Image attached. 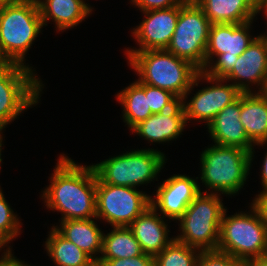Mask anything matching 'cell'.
Wrapping results in <instances>:
<instances>
[{
	"label": "cell",
	"instance_id": "6da1fadb",
	"mask_svg": "<svg viewBox=\"0 0 267 266\" xmlns=\"http://www.w3.org/2000/svg\"><path fill=\"white\" fill-rule=\"evenodd\" d=\"M44 192L49 208L64 212L62 220L90 219L96 217V178L92 166L76 165L61 157Z\"/></svg>",
	"mask_w": 267,
	"mask_h": 266
},
{
	"label": "cell",
	"instance_id": "7a4b0ae2",
	"mask_svg": "<svg viewBox=\"0 0 267 266\" xmlns=\"http://www.w3.org/2000/svg\"><path fill=\"white\" fill-rule=\"evenodd\" d=\"M132 67L139 73L141 83L168 90L181 101L201 77L190 62L165 49L128 51Z\"/></svg>",
	"mask_w": 267,
	"mask_h": 266
},
{
	"label": "cell",
	"instance_id": "3957f363",
	"mask_svg": "<svg viewBox=\"0 0 267 266\" xmlns=\"http://www.w3.org/2000/svg\"><path fill=\"white\" fill-rule=\"evenodd\" d=\"M43 22L37 0L0 2V53L11 63L24 64V54Z\"/></svg>",
	"mask_w": 267,
	"mask_h": 266
},
{
	"label": "cell",
	"instance_id": "277c9868",
	"mask_svg": "<svg viewBox=\"0 0 267 266\" xmlns=\"http://www.w3.org/2000/svg\"><path fill=\"white\" fill-rule=\"evenodd\" d=\"M224 211L216 194L200 192L178 219L183 235L174 239L191 248H201V252L217 250Z\"/></svg>",
	"mask_w": 267,
	"mask_h": 266
},
{
	"label": "cell",
	"instance_id": "5b68a950",
	"mask_svg": "<svg viewBox=\"0 0 267 266\" xmlns=\"http://www.w3.org/2000/svg\"><path fill=\"white\" fill-rule=\"evenodd\" d=\"M202 181L212 189L234 194L246 180L251 153L236 146L214 145L201 155Z\"/></svg>",
	"mask_w": 267,
	"mask_h": 266
},
{
	"label": "cell",
	"instance_id": "8992f818",
	"mask_svg": "<svg viewBox=\"0 0 267 266\" xmlns=\"http://www.w3.org/2000/svg\"><path fill=\"white\" fill-rule=\"evenodd\" d=\"M211 23L203 9L191 0L179 5L176 28L166 51L205 70V51Z\"/></svg>",
	"mask_w": 267,
	"mask_h": 266
},
{
	"label": "cell",
	"instance_id": "52a82bcc",
	"mask_svg": "<svg viewBox=\"0 0 267 266\" xmlns=\"http://www.w3.org/2000/svg\"><path fill=\"white\" fill-rule=\"evenodd\" d=\"M252 208L254 216L241 213L225 218L224 211L217 250L243 261L263 256L266 225Z\"/></svg>",
	"mask_w": 267,
	"mask_h": 266
},
{
	"label": "cell",
	"instance_id": "ba28073f",
	"mask_svg": "<svg viewBox=\"0 0 267 266\" xmlns=\"http://www.w3.org/2000/svg\"><path fill=\"white\" fill-rule=\"evenodd\" d=\"M164 155L154 150H137L93 165L105 184L134 187L156 177L164 164Z\"/></svg>",
	"mask_w": 267,
	"mask_h": 266
},
{
	"label": "cell",
	"instance_id": "9c48e42d",
	"mask_svg": "<svg viewBox=\"0 0 267 266\" xmlns=\"http://www.w3.org/2000/svg\"><path fill=\"white\" fill-rule=\"evenodd\" d=\"M40 86L28 67L11 62L0 64V131L37 102Z\"/></svg>",
	"mask_w": 267,
	"mask_h": 266
},
{
	"label": "cell",
	"instance_id": "30bf717a",
	"mask_svg": "<svg viewBox=\"0 0 267 266\" xmlns=\"http://www.w3.org/2000/svg\"><path fill=\"white\" fill-rule=\"evenodd\" d=\"M151 197L133 187L115 186L96 178V218L114 227H129L149 206Z\"/></svg>",
	"mask_w": 267,
	"mask_h": 266
},
{
	"label": "cell",
	"instance_id": "8fae6325",
	"mask_svg": "<svg viewBox=\"0 0 267 266\" xmlns=\"http://www.w3.org/2000/svg\"><path fill=\"white\" fill-rule=\"evenodd\" d=\"M251 92L244 84L216 85L199 91L185 106L183 103L185 119L207 120L209 124L214 117L227 105L234 102L241 93Z\"/></svg>",
	"mask_w": 267,
	"mask_h": 266
},
{
	"label": "cell",
	"instance_id": "7c38bea8",
	"mask_svg": "<svg viewBox=\"0 0 267 266\" xmlns=\"http://www.w3.org/2000/svg\"><path fill=\"white\" fill-rule=\"evenodd\" d=\"M145 13L148 17L133 32L142 47L131 51L166 49L176 28L179 6Z\"/></svg>",
	"mask_w": 267,
	"mask_h": 266
},
{
	"label": "cell",
	"instance_id": "4fadbf2b",
	"mask_svg": "<svg viewBox=\"0 0 267 266\" xmlns=\"http://www.w3.org/2000/svg\"><path fill=\"white\" fill-rule=\"evenodd\" d=\"M194 179L184 175H175L160 185L156 194V202L151 199V206H157L161 212L171 219H179L187 207L200 193Z\"/></svg>",
	"mask_w": 267,
	"mask_h": 266
},
{
	"label": "cell",
	"instance_id": "5bb4252c",
	"mask_svg": "<svg viewBox=\"0 0 267 266\" xmlns=\"http://www.w3.org/2000/svg\"><path fill=\"white\" fill-rule=\"evenodd\" d=\"M250 22L243 24H211L205 51V69L211 55L225 53V56L241 55L255 39L247 33Z\"/></svg>",
	"mask_w": 267,
	"mask_h": 266
},
{
	"label": "cell",
	"instance_id": "9a60e30c",
	"mask_svg": "<svg viewBox=\"0 0 267 266\" xmlns=\"http://www.w3.org/2000/svg\"><path fill=\"white\" fill-rule=\"evenodd\" d=\"M239 117L240 96L214 117L208 124L209 132L217 145L240 147L251 153L252 160V142Z\"/></svg>",
	"mask_w": 267,
	"mask_h": 266
},
{
	"label": "cell",
	"instance_id": "2e32d148",
	"mask_svg": "<svg viewBox=\"0 0 267 266\" xmlns=\"http://www.w3.org/2000/svg\"><path fill=\"white\" fill-rule=\"evenodd\" d=\"M186 123L183 103L174 108L150 115L133 128L137 134L154 142H164L176 138Z\"/></svg>",
	"mask_w": 267,
	"mask_h": 266
},
{
	"label": "cell",
	"instance_id": "e0dca14e",
	"mask_svg": "<svg viewBox=\"0 0 267 266\" xmlns=\"http://www.w3.org/2000/svg\"><path fill=\"white\" fill-rule=\"evenodd\" d=\"M211 24H243L257 14V0H191Z\"/></svg>",
	"mask_w": 267,
	"mask_h": 266
},
{
	"label": "cell",
	"instance_id": "ac0fdd59",
	"mask_svg": "<svg viewBox=\"0 0 267 266\" xmlns=\"http://www.w3.org/2000/svg\"><path fill=\"white\" fill-rule=\"evenodd\" d=\"M246 79L262 84L263 92L267 82V46L261 36L256 37L248 48L238 56L232 71L223 79Z\"/></svg>",
	"mask_w": 267,
	"mask_h": 266
},
{
	"label": "cell",
	"instance_id": "d6986e66",
	"mask_svg": "<svg viewBox=\"0 0 267 266\" xmlns=\"http://www.w3.org/2000/svg\"><path fill=\"white\" fill-rule=\"evenodd\" d=\"M154 212L156 209L149 206L129 226L140 243L143 253L153 257L173 241L167 240L166 224Z\"/></svg>",
	"mask_w": 267,
	"mask_h": 266
},
{
	"label": "cell",
	"instance_id": "ffe728a7",
	"mask_svg": "<svg viewBox=\"0 0 267 266\" xmlns=\"http://www.w3.org/2000/svg\"><path fill=\"white\" fill-rule=\"evenodd\" d=\"M240 122L251 142L267 141V97L262 93L240 94Z\"/></svg>",
	"mask_w": 267,
	"mask_h": 266
},
{
	"label": "cell",
	"instance_id": "44dd1931",
	"mask_svg": "<svg viewBox=\"0 0 267 266\" xmlns=\"http://www.w3.org/2000/svg\"><path fill=\"white\" fill-rule=\"evenodd\" d=\"M61 230L56 231L77 247L86 252L94 261L91 254L102 252L103 234L91 219L62 220Z\"/></svg>",
	"mask_w": 267,
	"mask_h": 266
},
{
	"label": "cell",
	"instance_id": "7402d4cb",
	"mask_svg": "<svg viewBox=\"0 0 267 266\" xmlns=\"http://www.w3.org/2000/svg\"><path fill=\"white\" fill-rule=\"evenodd\" d=\"M37 3L43 25L51 17L59 30L77 25L91 12L82 0H46L45 3L37 0Z\"/></svg>",
	"mask_w": 267,
	"mask_h": 266
},
{
	"label": "cell",
	"instance_id": "603a6c76",
	"mask_svg": "<svg viewBox=\"0 0 267 266\" xmlns=\"http://www.w3.org/2000/svg\"><path fill=\"white\" fill-rule=\"evenodd\" d=\"M98 259L132 258L143 254L140 243L129 227H114V230L103 235L102 252Z\"/></svg>",
	"mask_w": 267,
	"mask_h": 266
},
{
	"label": "cell",
	"instance_id": "cb8c5ba5",
	"mask_svg": "<svg viewBox=\"0 0 267 266\" xmlns=\"http://www.w3.org/2000/svg\"><path fill=\"white\" fill-rule=\"evenodd\" d=\"M46 248L58 266H90L94 260L52 228Z\"/></svg>",
	"mask_w": 267,
	"mask_h": 266
},
{
	"label": "cell",
	"instance_id": "d4e9b609",
	"mask_svg": "<svg viewBox=\"0 0 267 266\" xmlns=\"http://www.w3.org/2000/svg\"><path fill=\"white\" fill-rule=\"evenodd\" d=\"M118 99L125 107L124 118L131 129L152 115L148 95H145V83L137 81L131 84L118 94Z\"/></svg>",
	"mask_w": 267,
	"mask_h": 266
},
{
	"label": "cell",
	"instance_id": "484cf974",
	"mask_svg": "<svg viewBox=\"0 0 267 266\" xmlns=\"http://www.w3.org/2000/svg\"><path fill=\"white\" fill-rule=\"evenodd\" d=\"M194 248L173 239L154 257V266H196Z\"/></svg>",
	"mask_w": 267,
	"mask_h": 266
},
{
	"label": "cell",
	"instance_id": "4316f807",
	"mask_svg": "<svg viewBox=\"0 0 267 266\" xmlns=\"http://www.w3.org/2000/svg\"><path fill=\"white\" fill-rule=\"evenodd\" d=\"M145 95H148L152 114L161 113L174 108L181 100L172 92L145 84Z\"/></svg>",
	"mask_w": 267,
	"mask_h": 266
},
{
	"label": "cell",
	"instance_id": "83f0119b",
	"mask_svg": "<svg viewBox=\"0 0 267 266\" xmlns=\"http://www.w3.org/2000/svg\"><path fill=\"white\" fill-rule=\"evenodd\" d=\"M196 266H246L245 261L232 257L219 250L202 251L196 260Z\"/></svg>",
	"mask_w": 267,
	"mask_h": 266
},
{
	"label": "cell",
	"instance_id": "f1b7e54d",
	"mask_svg": "<svg viewBox=\"0 0 267 266\" xmlns=\"http://www.w3.org/2000/svg\"><path fill=\"white\" fill-rule=\"evenodd\" d=\"M218 61L210 71H201V76L208 81L221 82L232 71L238 56H225V53L218 54ZM204 74V75H203Z\"/></svg>",
	"mask_w": 267,
	"mask_h": 266
},
{
	"label": "cell",
	"instance_id": "f546056e",
	"mask_svg": "<svg viewBox=\"0 0 267 266\" xmlns=\"http://www.w3.org/2000/svg\"><path fill=\"white\" fill-rule=\"evenodd\" d=\"M13 211L9 207L8 203L0 191V228L12 239L17 235L18 231V219L13 215Z\"/></svg>",
	"mask_w": 267,
	"mask_h": 266
},
{
	"label": "cell",
	"instance_id": "4dcf8cb0",
	"mask_svg": "<svg viewBox=\"0 0 267 266\" xmlns=\"http://www.w3.org/2000/svg\"><path fill=\"white\" fill-rule=\"evenodd\" d=\"M97 262L104 266H154V257L143 253L132 258L98 259Z\"/></svg>",
	"mask_w": 267,
	"mask_h": 266
},
{
	"label": "cell",
	"instance_id": "1f68e13d",
	"mask_svg": "<svg viewBox=\"0 0 267 266\" xmlns=\"http://www.w3.org/2000/svg\"><path fill=\"white\" fill-rule=\"evenodd\" d=\"M144 12L167 9L184 4L187 0H132Z\"/></svg>",
	"mask_w": 267,
	"mask_h": 266
},
{
	"label": "cell",
	"instance_id": "d6a6232c",
	"mask_svg": "<svg viewBox=\"0 0 267 266\" xmlns=\"http://www.w3.org/2000/svg\"><path fill=\"white\" fill-rule=\"evenodd\" d=\"M258 196L259 197L254 200L253 207L267 227V192L263 191V193Z\"/></svg>",
	"mask_w": 267,
	"mask_h": 266
},
{
	"label": "cell",
	"instance_id": "836d02e7",
	"mask_svg": "<svg viewBox=\"0 0 267 266\" xmlns=\"http://www.w3.org/2000/svg\"><path fill=\"white\" fill-rule=\"evenodd\" d=\"M8 252V253H7ZM4 258L0 260V266H28L12 257L11 252L8 250Z\"/></svg>",
	"mask_w": 267,
	"mask_h": 266
},
{
	"label": "cell",
	"instance_id": "e575fe53",
	"mask_svg": "<svg viewBox=\"0 0 267 266\" xmlns=\"http://www.w3.org/2000/svg\"><path fill=\"white\" fill-rule=\"evenodd\" d=\"M246 266H267V257H257L245 261Z\"/></svg>",
	"mask_w": 267,
	"mask_h": 266
},
{
	"label": "cell",
	"instance_id": "d590c367",
	"mask_svg": "<svg viewBox=\"0 0 267 266\" xmlns=\"http://www.w3.org/2000/svg\"><path fill=\"white\" fill-rule=\"evenodd\" d=\"M262 168H263L262 169L263 170L262 171V183H263L265 192H267V154H266Z\"/></svg>",
	"mask_w": 267,
	"mask_h": 266
},
{
	"label": "cell",
	"instance_id": "8d00e7d4",
	"mask_svg": "<svg viewBox=\"0 0 267 266\" xmlns=\"http://www.w3.org/2000/svg\"><path fill=\"white\" fill-rule=\"evenodd\" d=\"M11 238L0 228V248L8 243Z\"/></svg>",
	"mask_w": 267,
	"mask_h": 266
},
{
	"label": "cell",
	"instance_id": "74e56055",
	"mask_svg": "<svg viewBox=\"0 0 267 266\" xmlns=\"http://www.w3.org/2000/svg\"><path fill=\"white\" fill-rule=\"evenodd\" d=\"M262 8H265V12L267 13V0H257V12H259Z\"/></svg>",
	"mask_w": 267,
	"mask_h": 266
},
{
	"label": "cell",
	"instance_id": "f35d334b",
	"mask_svg": "<svg viewBox=\"0 0 267 266\" xmlns=\"http://www.w3.org/2000/svg\"><path fill=\"white\" fill-rule=\"evenodd\" d=\"M264 257H267V227H266V239H265V250H264Z\"/></svg>",
	"mask_w": 267,
	"mask_h": 266
},
{
	"label": "cell",
	"instance_id": "ab89813d",
	"mask_svg": "<svg viewBox=\"0 0 267 266\" xmlns=\"http://www.w3.org/2000/svg\"><path fill=\"white\" fill-rule=\"evenodd\" d=\"M90 266H104V265L97 261H94Z\"/></svg>",
	"mask_w": 267,
	"mask_h": 266
},
{
	"label": "cell",
	"instance_id": "60d3db41",
	"mask_svg": "<svg viewBox=\"0 0 267 266\" xmlns=\"http://www.w3.org/2000/svg\"><path fill=\"white\" fill-rule=\"evenodd\" d=\"M7 63V61L2 57V54L0 53V64Z\"/></svg>",
	"mask_w": 267,
	"mask_h": 266
},
{
	"label": "cell",
	"instance_id": "b9f144b4",
	"mask_svg": "<svg viewBox=\"0 0 267 266\" xmlns=\"http://www.w3.org/2000/svg\"><path fill=\"white\" fill-rule=\"evenodd\" d=\"M262 93L267 97V82H266V86H265V88H264Z\"/></svg>",
	"mask_w": 267,
	"mask_h": 266
},
{
	"label": "cell",
	"instance_id": "7bdbcfd3",
	"mask_svg": "<svg viewBox=\"0 0 267 266\" xmlns=\"http://www.w3.org/2000/svg\"><path fill=\"white\" fill-rule=\"evenodd\" d=\"M262 37V39L265 41V43H266V46H267V36L265 37V36H261Z\"/></svg>",
	"mask_w": 267,
	"mask_h": 266
},
{
	"label": "cell",
	"instance_id": "ee69618b",
	"mask_svg": "<svg viewBox=\"0 0 267 266\" xmlns=\"http://www.w3.org/2000/svg\"><path fill=\"white\" fill-rule=\"evenodd\" d=\"M19 1V0H0V2Z\"/></svg>",
	"mask_w": 267,
	"mask_h": 266
},
{
	"label": "cell",
	"instance_id": "f6af8a7d",
	"mask_svg": "<svg viewBox=\"0 0 267 266\" xmlns=\"http://www.w3.org/2000/svg\"><path fill=\"white\" fill-rule=\"evenodd\" d=\"M1 135H0V147H1ZM0 152H1V148H0ZM0 156H1V153H0ZM2 160H1V158H0V162H1Z\"/></svg>",
	"mask_w": 267,
	"mask_h": 266
}]
</instances>
